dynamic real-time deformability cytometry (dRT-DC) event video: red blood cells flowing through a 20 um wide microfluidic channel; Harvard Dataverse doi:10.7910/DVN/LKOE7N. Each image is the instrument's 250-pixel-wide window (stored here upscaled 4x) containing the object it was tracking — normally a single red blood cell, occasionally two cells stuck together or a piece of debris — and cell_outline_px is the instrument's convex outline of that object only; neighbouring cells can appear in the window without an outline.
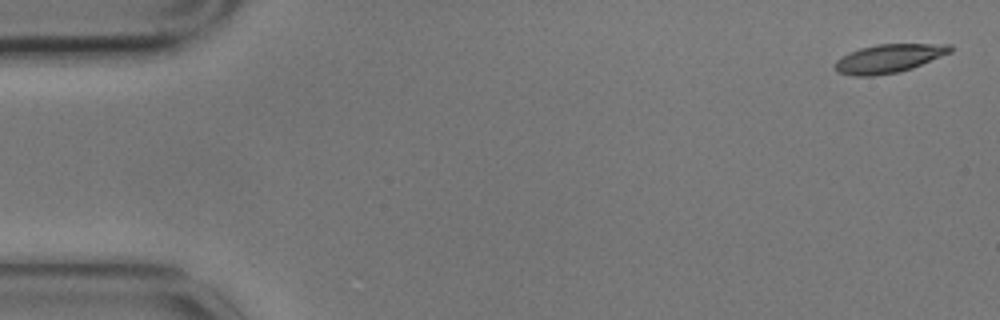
{"species": "common noctule bat (a hibernating species)", "species_latin": "Nyctalus noctula", "temperature_condition": "cold", "stored_images_in_passage": 4, "camera_frame_rate_fps": 3000, "um_per_image_px": 0.085, "animal": {"sex": "male", "body_mass_g": 17.9}, "frame": {"image": 1, "passage_image": 1, "time_ms": 0.0, "image_size_px": [1000, 320], "cell_outline_px": [[952, 52], [912, 68], [900, 72], [872, 76], [852, 76], [836, 72], [836, 60], [860, 48], [876, 44], [952, 44]], "centroid_in_image_um": [75.57, 4.97], "position_along_channel_um": 9.4, "area_um2": 19.07}}
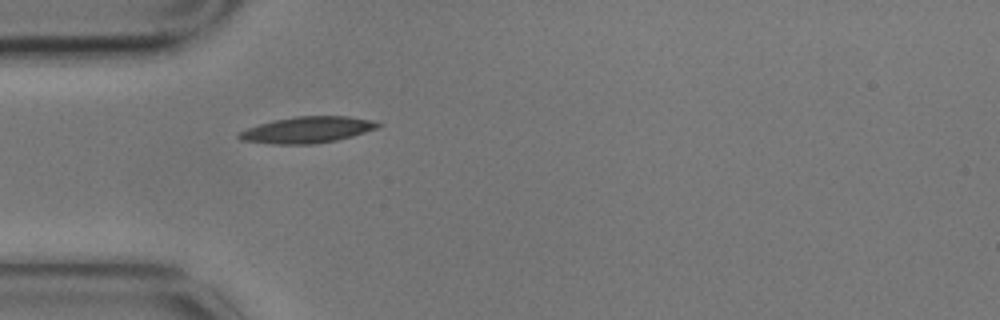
{"frame": {"image": 2, "passage_image": 4, "time_ms": 1.0, "image_size_px": [1000, 320], "cell_outline_px": [[380, 124], [376, 128], [352, 136], [336, 140], [312, 144], [272, 144], [240, 140], [236, 136], [236, 132], [260, 124], [276, 120], [296, 116], [348, 116], [372, 120]], "centroid_in_image_um": [26.06, 11.04], "position_along_channel_um": 58.9, "area_um2": 21.1}}